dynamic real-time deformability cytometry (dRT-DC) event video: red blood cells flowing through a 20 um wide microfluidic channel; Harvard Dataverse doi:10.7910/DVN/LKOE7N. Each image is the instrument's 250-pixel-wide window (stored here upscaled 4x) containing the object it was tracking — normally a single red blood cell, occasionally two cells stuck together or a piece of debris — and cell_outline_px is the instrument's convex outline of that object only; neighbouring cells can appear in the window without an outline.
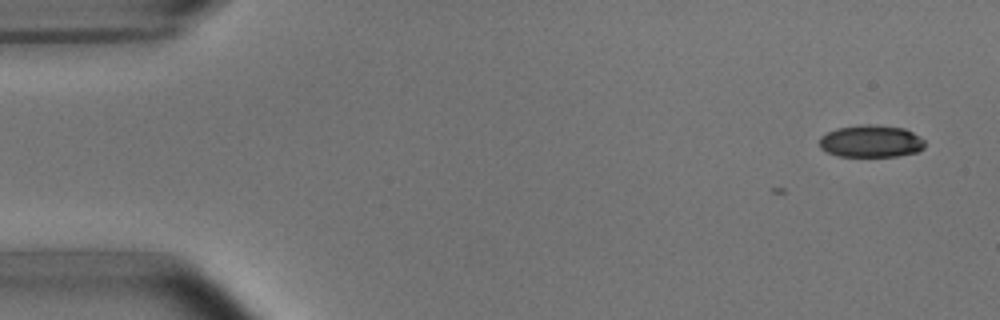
{"species": "common noctule bat (a hibernating species)", "species_latin": "Nyctalus noctula", "temperature_condition": "room temperature", "stored_images_in_passage": 2, "camera_frame_rate_fps": 3000, "um_per_image_px": 0.085, "animal": {"sex": "male", "body_mass_g": 15.6}, "frame": {"image": 1, "passage_image": 2, "time_ms": 0.333, "image_size_px": [1000, 320], "cell_outline_px": [[924, 148], [916, 152], [896, 156], [836, 156], [820, 148], [820, 136], [836, 128], [868, 124], [904, 128], [920, 136], [924, 140]], "centroid_in_image_um": [74.03, 12.01], "position_along_channel_um": 11.0, "area_um2": 19.71}}